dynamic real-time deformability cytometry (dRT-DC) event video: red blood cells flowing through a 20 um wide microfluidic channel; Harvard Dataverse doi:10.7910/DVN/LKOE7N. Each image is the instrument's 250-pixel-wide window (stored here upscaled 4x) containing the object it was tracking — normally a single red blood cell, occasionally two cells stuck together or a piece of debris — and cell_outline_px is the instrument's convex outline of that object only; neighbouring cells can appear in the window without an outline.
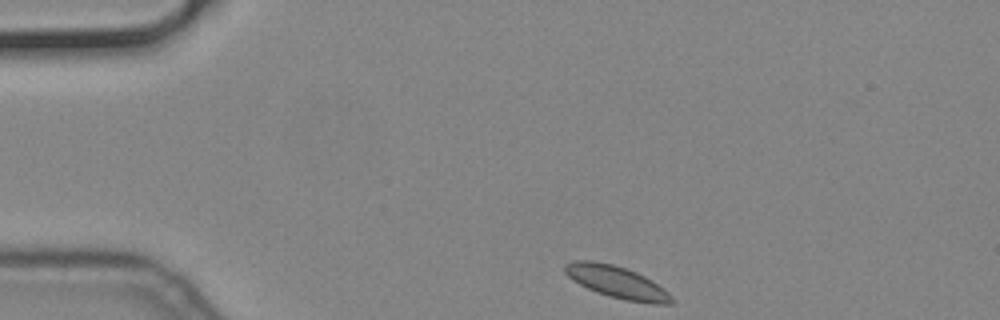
{"species": "common noctule bat (a hibernating species)", "species_latin": "Nyctalus noctula", "temperature_condition": "cold", "stored_images_in_passage": 44, "camera_frame_rate_fps": 3000, "um_per_image_px": 0.085, "animal": {"sex": "male", "body_mass_g": 19.2, "forearm_length_mm": 51.8}, "frame": {"image": 1, "passage_image": 1, "time_ms": 0.0, "image_size_px": [1000, 320], "cell_outline_px": [[676, 300], [672, 304], [652, 304], [624, 300], [608, 296], [596, 292], [572, 280], [564, 272], [564, 264], [572, 260], [592, 260], [612, 264], [636, 272], [652, 280], [664, 288]], "centroid_in_image_um": [52.45, 23.99], "position_along_channel_um": 32.6, "area_um2": 20.17}}
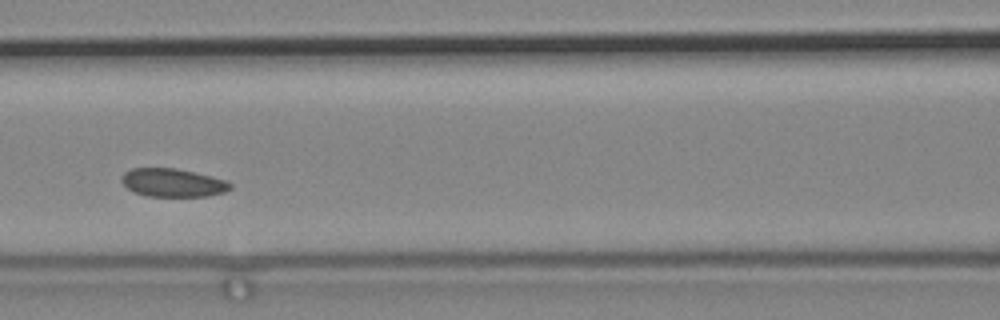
{"frame": {"image": 2, "passage_image": 16, "time_ms": 5.0, "image_size_px": [1000, 320], "cell_outline_px": [[232, 188], [224, 192], [208, 196], [148, 196], [132, 192], [120, 180], [120, 176], [124, 172], [132, 168], [176, 168], [224, 180], [232, 184]], "centroid_in_image_um": [14.63, 15.53], "position_along_channel_um": 152.0, "area_um2": 17.8}}
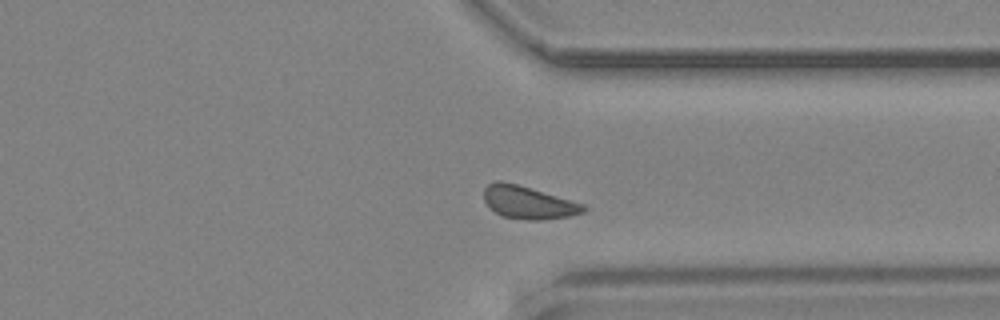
{"frame": {"image": 3, "passage_image": 34, "time_ms": 11.0, "image_size_px": [1000, 320], "cell_outline_px": [[588, 208], [584, 212], [572, 216], [540, 220], [528, 220], [504, 216], [496, 212], [484, 200], [484, 188], [488, 184], [496, 180], [504, 180], [584, 204]], "centroid_in_image_um": [44.92, 17.2], "position_along_channel_um": 366.5, "area_um2": 18.9}}